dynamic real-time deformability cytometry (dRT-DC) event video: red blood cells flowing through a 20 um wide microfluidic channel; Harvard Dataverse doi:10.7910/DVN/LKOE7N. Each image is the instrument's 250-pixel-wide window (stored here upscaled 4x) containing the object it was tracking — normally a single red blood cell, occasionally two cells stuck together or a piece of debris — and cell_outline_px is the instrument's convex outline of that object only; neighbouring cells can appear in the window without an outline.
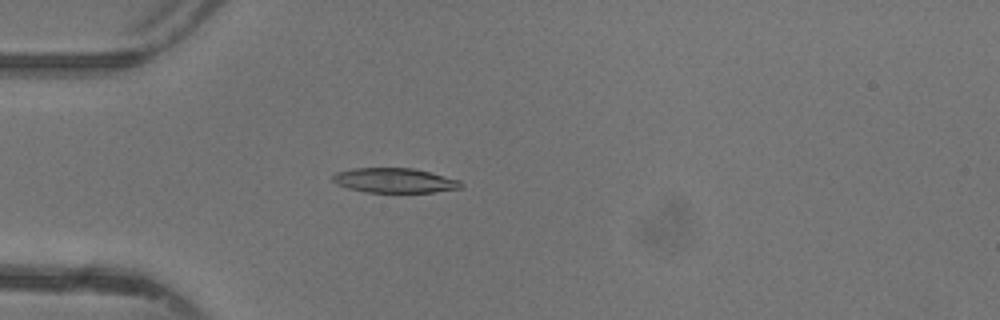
{"species": "common noctule bat (a hibernating species)", "species_latin": "Nyctalus noctula", "temperature_condition": "warm", "stored_images_in_passage": 46, "camera_frame_rate_fps": 3000, "um_per_image_px": 0.085, "animal": {"sex": "female"}, "frame": {"image": 1, "passage_image": 13, "time_ms": 4.0, "image_size_px": [1000, 320], "cell_outline_px": [[464, 184], [460, 188], [432, 192], [364, 192], [348, 188], [336, 184], [332, 180], [332, 176], [336, 172], [352, 168], [412, 168], [460, 180]], "centroid_in_image_um": [33.5, 15.34], "position_along_channel_um": 51.5, "area_um2": 18.38}}
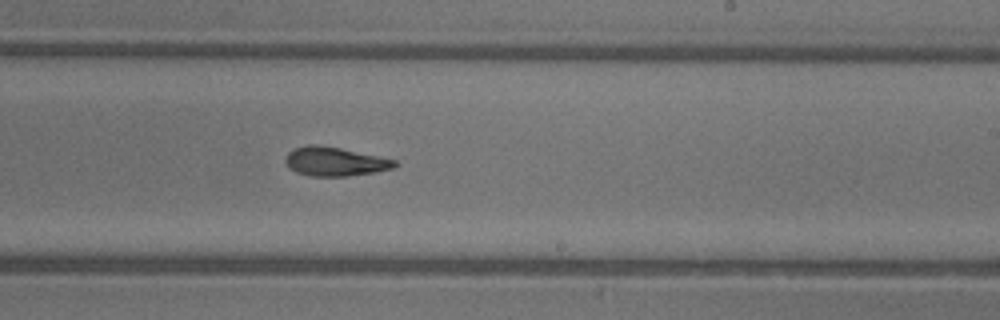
{"frame": {"image": 2, "passage_image": 28, "time_ms": 9.0, "image_size_px": [1000, 320], "cell_outline_px": [[396, 164], [392, 168], [376, 172], [348, 176], [308, 176], [296, 172], [288, 168], [284, 160], [284, 156], [288, 152], [296, 148], [308, 144], [316, 144], [340, 148], [396, 160]], "centroid_in_image_um": [28.4, 13.73], "position_along_channel_um": 260.6, "area_um2": 18.44}}
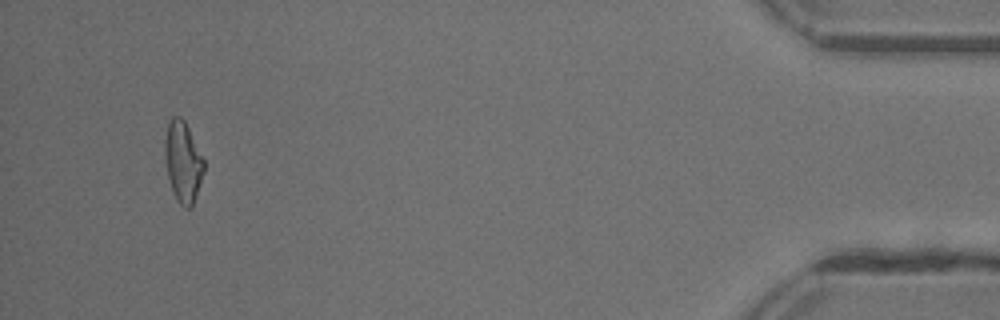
{"frame": {"image": 3, "passage_image": 44, "time_ms": 14.333, "image_size_px": [1000, 320], "cell_outline_px": [[204, 172], [192, 204], [188, 208], [184, 208], [176, 200], [172, 192], [168, 176], [164, 156], [164, 140], [168, 124], [172, 116], [180, 116], [184, 120], [204, 160]], "centroid_in_image_um": [15.52, 13.75], "position_along_channel_um": 419.7, "area_um2": 18.21}, "authors_computed_cell_mechanics": {"area_um2": 18.3804, "velocity_mm_per_s": 4.4196, "shape_relaxation_time_tau1_ms": 5.8774, "shape_relaxation_time_tau2_ms": 4.9197, "deformation_change_tau1": 0.2018, "deformation_change_tau2": 0.1532}}